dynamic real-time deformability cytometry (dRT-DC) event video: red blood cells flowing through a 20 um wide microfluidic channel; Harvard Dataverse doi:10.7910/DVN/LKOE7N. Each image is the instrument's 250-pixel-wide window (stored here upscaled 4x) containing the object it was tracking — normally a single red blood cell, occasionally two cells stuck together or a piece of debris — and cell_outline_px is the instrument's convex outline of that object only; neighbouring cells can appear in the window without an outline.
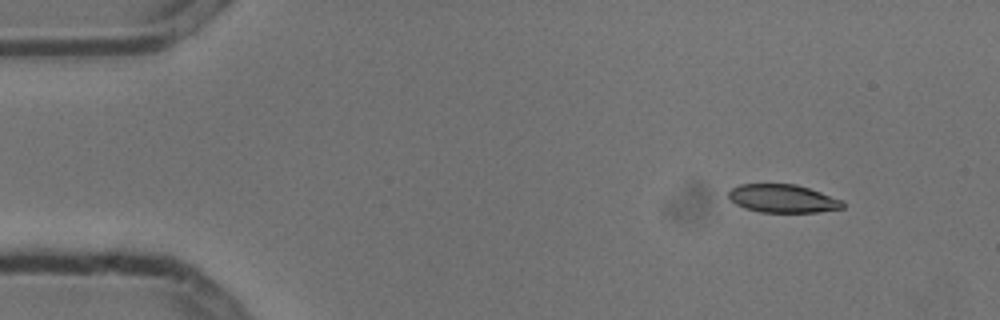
{"species": "common noctule bat (a hibernating species)", "species_latin": "Nyctalus noctula", "temperature_condition": "cold", "stored_images_in_passage": 6, "camera_frame_rate_fps": 3000, "um_per_image_px": 0.085, "animal": {"sex": "male", "body_mass_g": 13.3}, "frame": {"image": 1, "passage_image": 1, "time_ms": 0.0, "image_size_px": [1000, 320], "cell_outline_px": [[844, 208], [816, 212], [760, 212], [744, 208], [736, 204], [728, 196], [728, 192], [732, 188], [740, 184], [796, 184], [820, 192], [840, 200], [844, 204]], "centroid_in_image_um": [66.5, 16.88], "position_along_channel_um": 18.5, "area_um2": 18.55}}
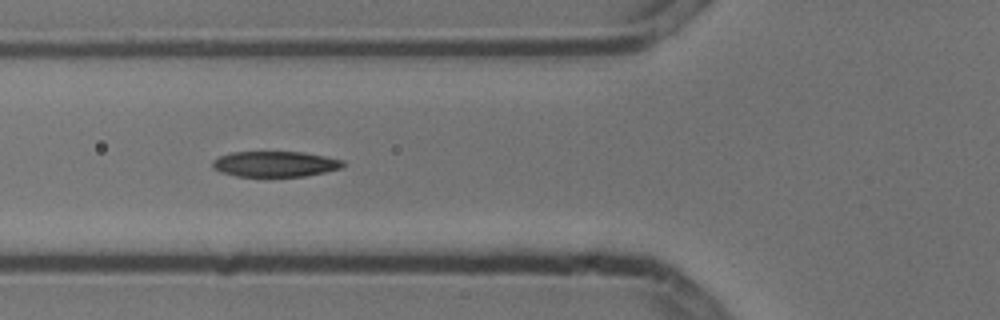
{"frame": {"image": 2, "passage_image": 5, "time_ms": 1.333, "image_size_px": [1000, 320], "cell_outline_px": [[344, 164], [340, 168], [324, 172], [304, 176], [236, 176], [220, 172], [212, 168], [212, 160], [220, 156], [232, 152], [304, 152], [344, 160]], "centroid_in_image_um": [23.35, 13.94], "position_along_channel_um": 102.5, "area_um2": 19.36}}
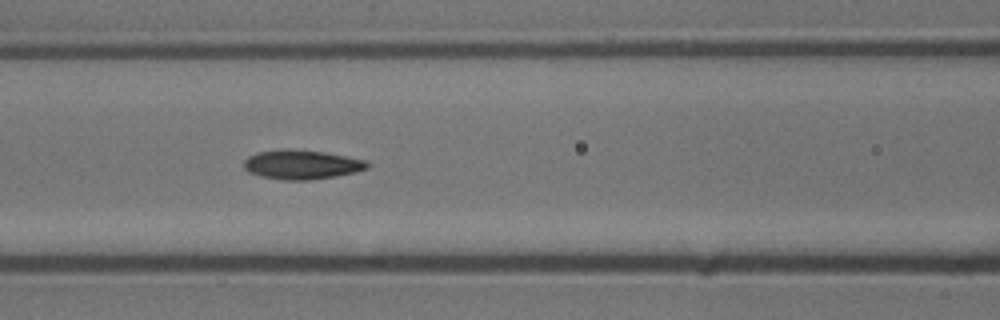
{"frame": {"image": 3, "passage_image": 6, "time_ms": 1.667, "image_size_px": [1000, 320], "cell_outline_px": [[372, 164], [368, 168], [356, 172], [336, 176], [308, 180], [284, 180], [260, 176], [248, 172], [244, 168], [244, 160], [248, 156], [256, 152], [280, 148], [292, 148], [324, 152], [368, 160]], "centroid_in_image_um": [25.65, 13.97], "position_along_channel_um": 141.0, "area_um2": 21.5}}